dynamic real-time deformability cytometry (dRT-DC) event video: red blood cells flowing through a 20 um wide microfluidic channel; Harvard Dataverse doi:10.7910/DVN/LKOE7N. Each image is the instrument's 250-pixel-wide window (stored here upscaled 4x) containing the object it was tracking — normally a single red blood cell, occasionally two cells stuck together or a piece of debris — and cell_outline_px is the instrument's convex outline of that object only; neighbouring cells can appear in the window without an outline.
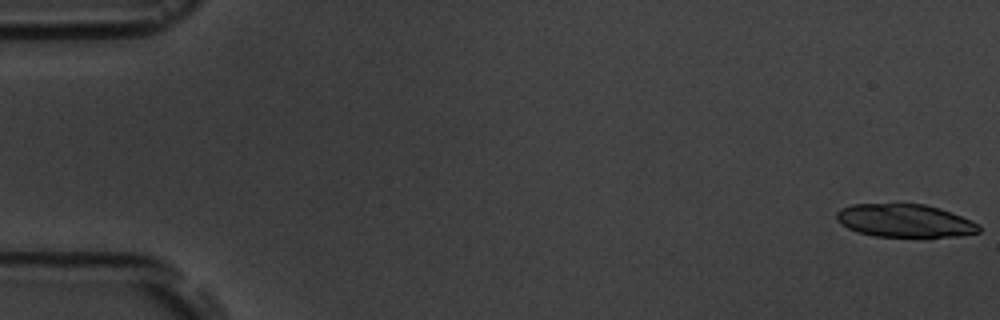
{"species": "common noctule bat (a hibernating species)", "species_latin": "Nyctalus noctula", "temperature_condition": "room temperature", "stored_images_in_passage": 9, "camera_frame_rate_fps": 3000, "um_per_image_px": 0.085, "animal": {"sex": "male", "body_mass_g": 19.5, "forearm_length_mm": 54.6}, "frame": {"image": 1, "passage_image": 1, "time_ms": 0.0, "image_size_px": [1000, 320], "cell_outline_px": [[980, 232], [960, 236], [876, 236], [856, 232], [840, 224], [836, 220], [836, 212], [840, 208], [852, 204], [924, 204], [940, 208], [952, 212], [972, 220], [980, 224]], "centroid_in_image_um": [76.9, 18.75], "position_along_channel_um": 8.1, "area_um2": 27.51}}